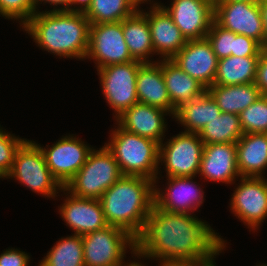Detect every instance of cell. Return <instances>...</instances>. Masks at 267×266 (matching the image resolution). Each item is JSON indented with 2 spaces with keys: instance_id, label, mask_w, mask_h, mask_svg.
<instances>
[{
  "instance_id": "6da1fadb",
  "label": "cell",
  "mask_w": 267,
  "mask_h": 266,
  "mask_svg": "<svg viewBox=\"0 0 267 266\" xmlns=\"http://www.w3.org/2000/svg\"><path fill=\"white\" fill-rule=\"evenodd\" d=\"M207 223L196 215L171 213L153 205L135 239V256L160 260V264H214L215 256L227 245Z\"/></svg>"
},
{
  "instance_id": "7a4b0ae2",
  "label": "cell",
  "mask_w": 267,
  "mask_h": 266,
  "mask_svg": "<svg viewBox=\"0 0 267 266\" xmlns=\"http://www.w3.org/2000/svg\"><path fill=\"white\" fill-rule=\"evenodd\" d=\"M44 51L60 58L84 60L88 51L90 22L84 13L38 11L23 26Z\"/></svg>"
},
{
  "instance_id": "3957f363",
  "label": "cell",
  "mask_w": 267,
  "mask_h": 266,
  "mask_svg": "<svg viewBox=\"0 0 267 266\" xmlns=\"http://www.w3.org/2000/svg\"><path fill=\"white\" fill-rule=\"evenodd\" d=\"M99 200L108 225L121 228L136 239L154 205V181L122 175Z\"/></svg>"
},
{
  "instance_id": "277c9868",
  "label": "cell",
  "mask_w": 267,
  "mask_h": 266,
  "mask_svg": "<svg viewBox=\"0 0 267 266\" xmlns=\"http://www.w3.org/2000/svg\"><path fill=\"white\" fill-rule=\"evenodd\" d=\"M111 130L106 147L113 153L122 175L141 176L157 181L159 169V143L123 129L117 122ZM160 166V168H159Z\"/></svg>"
},
{
  "instance_id": "5b68a950",
  "label": "cell",
  "mask_w": 267,
  "mask_h": 266,
  "mask_svg": "<svg viewBox=\"0 0 267 266\" xmlns=\"http://www.w3.org/2000/svg\"><path fill=\"white\" fill-rule=\"evenodd\" d=\"M121 176L113 153L104 145L90 151L85 164L64 188L79 198L99 199Z\"/></svg>"
},
{
  "instance_id": "8992f818",
  "label": "cell",
  "mask_w": 267,
  "mask_h": 266,
  "mask_svg": "<svg viewBox=\"0 0 267 266\" xmlns=\"http://www.w3.org/2000/svg\"><path fill=\"white\" fill-rule=\"evenodd\" d=\"M5 178H14L47 198H55L64 188L52 175L42 150L32 140H26L16 151L11 171Z\"/></svg>"
},
{
  "instance_id": "52a82bcc",
  "label": "cell",
  "mask_w": 267,
  "mask_h": 266,
  "mask_svg": "<svg viewBox=\"0 0 267 266\" xmlns=\"http://www.w3.org/2000/svg\"><path fill=\"white\" fill-rule=\"evenodd\" d=\"M82 240L85 266H129L132 262L124 261L127 248L135 257V238L115 226L84 234Z\"/></svg>"
},
{
  "instance_id": "ba28073f",
  "label": "cell",
  "mask_w": 267,
  "mask_h": 266,
  "mask_svg": "<svg viewBox=\"0 0 267 266\" xmlns=\"http://www.w3.org/2000/svg\"><path fill=\"white\" fill-rule=\"evenodd\" d=\"M159 145V164L166 177H196L199 173L204 142L198 133L179 132Z\"/></svg>"
},
{
  "instance_id": "9c48e42d",
  "label": "cell",
  "mask_w": 267,
  "mask_h": 266,
  "mask_svg": "<svg viewBox=\"0 0 267 266\" xmlns=\"http://www.w3.org/2000/svg\"><path fill=\"white\" fill-rule=\"evenodd\" d=\"M140 61L113 64L97 69L101 89L115 120L138 101L136 80Z\"/></svg>"
},
{
  "instance_id": "30bf717a",
  "label": "cell",
  "mask_w": 267,
  "mask_h": 266,
  "mask_svg": "<svg viewBox=\"0 0 267 266\" xmlns=\"http://www.w3.org/2000/svg\"><path fill=\"white\" fill-rule=\"evenodd\" d=\"M95 61L97 69L135 61L126 45L122 21L90 24L89 45L85 59Z\"/></svg>"
},
{
  "instance_id": "8fae6325",
  "label": "cell",
  "mask_w": 267,
  "mask_h": 266,
  "mask_svg": "<svg viewBox=\"0 0 267 266\" xmlns=\"http://www.w3.org/2000/svg\"><path fill=\"white\" fill-rule=\"evenodd\" d=\"M36 144L42 150L52 175L63 187L85 164L88 154L94 148L73 135L63 136L50 148L49 145L43 148Z\"/></svg>"
},
{
  "instance_id": "7c38bea8",
  "label": "cell",
  "mask_w": 267,
  "mask_h": 266,
  "mask_svg": "<svg viewBox=\"0 0 267 266\" xmlns=\"http://www.w3.org/2000/svg\"><path fill=\"white\" fill-rule=\"evenodd\" d=\"M230 200V210L252 231L267 218V185L263 177H240Z\"/></svg>"
},
{
  "instance_id": "4fadbf2b",
  "label": "cell",
  "mask_w": 267,
  "mask_h": 266,
  "mask_svg": "<svg viewBox=\"0 0 267 266\" xmlns=\"http://www.w3.org/2000/svg\"><path fill=\"white\" fill-rule=\"evenodd\" d=\"M214 22L235 34L256 40L264 48V31L258 3L214 1Z\"/></svg>"
},
{
  "instance_id": "5bb4252c",
  "label": "cell",
  "mask_w": 267,
  "mask_h": 266,
  "mask_svg": "<svg viewBox=\"0 0 267 266\" xmlns=\"http://www.w3.org/2000/svg\"><path fill=\"white\" fill-rule=\"evenodd\" d=\"M159 4L187 40L206 38L214 22V0H172L171 6Z\"/></svg>"
},
{
  "instance_id": "9a60e30c",
  "label": "cell",
  "mask_w": 267,
  "mask_h": 266,
  "mask_svg": "<svg viewBox=\"0 0 267 266\" xmlns=\"http://www.w3.org/2000/svg\"><path fill=\"white\" fill-rule=\"evenodd\" d=\"M165 192L154 184V205L171 213H193L204 202V191L195 177H166ZM199 187V188H198Z\"/></svg>"
},
{
  "instance_id": "2e32d148",
  "label": "cell",
  "mask_w": 267,
  "mask_h": 266,
  "mask_svg": "<svg viewBox=\"0 0 267 266\" xmlns=\"http://www.w3.org/2000/svg\"><path fill=\"white\" fill-rule=\"evenodd\" d=\"M171 60L206 88L214 84L218 59L207 38L187 40Z\"/></svg>"
},
{
  "instance_id": "e0dca14e",
  "label": "cell",
  "mask_w": 267,
  "mask_h": 266,
  "mask_svg": "<svg viewBox=\"0 0 267 266\" xmlns=\"http://www.w3.org/2000/svg\"><path fill=\"white\" fill-rule=\"evenodd\" d=\"M62 191L67 196L58 209L59 214L74 234L82 236L109 226L99 199L79 198L65 188Z\"/></svg>"
},
{
  "instance_id": "ac0fdd59",
  "label": "cell",
  "mask_w": 267,
  "mask_h": 266,
  "mask_svg": "<svg viewBox=\"0 0 267 266\" xmlns=\"http://www.w3.org/2000/svg\"><path fill=\"white\" fill-rule=\"evenodd\" d=\"M152 5L149 12L143 13L148 19L154 54L162 59H172L185 46L187 39L158 2Z\"/></svg>"
},
{
  "instance_id": "d6986e66",
  "label": "cell",
  "mask_w": 267,
  "mask_h": 266,
  "mask_svg": "<svg viewBox=\"0 0 267 266\" xmlns=\"http://www.w3.org/2000/svg\"><path fill=\"white\" fill-rule=\"evenodd\" d=\"M199 174L205 180L234 184L241 177L237 166L236 143L204 144Z\"/></svg>"
},
{
  "instance_id": "ffe728a7",
  "label": "cell",
  "mask_w": 267,
  "mask_h": 266,
  "mask_svg": "<svg viewBox=\"0 0 267 266\" xmlns=\"http://www.w3.org/2000/svg\"><path fill=\"white\" fill-rule=\"evenodd\" d=\"M165 110L137 102L120 115L116 121L125 130L150 138L161 144L166 135ZM164 137V138H163Z\"/></svg>"
},
{
  "instance_id": "44dd1931",
  "label": "cell",
  "mask_w": 267,
  "mask_h": 266,
  "mask_svg": "<svg viewBox=\"0 0 267 266\" xmlns=\"http://www.w3.org/2000/svg\"><path fill=\"white\" fill-rule=\"evenodd\" d=\"M136 92L139 102L165 110L169 116L174 117V105L171 103L162 74V59L139 66Z\"/></svg>"
},
{
  "instance_id": "7402d4cb",
  "label": "cell",
  "mask_w": 267,
  "mask_h": 266,
  "mask_svg": "<svg viewBox=\"0 0 267 266\" xmlns=\"http://www.w3.org/2000/svg\"><path fill=\"white\" fill-rule=\"evenodd\" d=\"M241 177H264L267 169V133H249L236 142Z\"/></svg>"
},
{
  "instance_id": "603a6c76",
  "label": "cell",
  "mask_w": 267,
  "mask_h": 266,
  "mask_svg": "<svg viewBox=\"0 0 267 266\" xmlns=\"http://www.w3.org/2000/svg\"><path fill=\"white\" fill-rule=\"evenodd\" d=\"M162 74L171 103L174 105V115L181 105L197 99L207 91L203 84L184 72L171 59H162Z\"/></svg>"
},
{
  "instance_id": "cb8c5ba5",
  "label": "cell",
  "mask_w": 267,
  "mask_h": 266,
  "mask_svg": "<svg viewBox=\"0 0 267 266\" xmlns=\"http://www.w3.org/2000/svg\"><path fill=\"white\" fill-rule=\"evenodd\" d=\"M123 35L132 58L142 63H153L149 60L154 55L151 32L147 16L143 9L122 20Z\"/></svg>"
},
{
  "instance_id": "d4e9b609",
  "label": "cell",
  "mask_w": 267,
  "mask_h": 266,
  "mask_svg": "<svg viewBox=\"0 0 267 266\" xmlns=\"http://www.w3.org/2000/svg\"><path fill=\"white\" fill-rule=\"evenodd\" d=\"M207 92L215 100L220 110L224 113L238 115L262 94L255 83L238 85H212Z\"/></svg>"
},
{
  "instance_id": "484cf974",
  "label": "cell",
  "mask_w": 267,
  "mask_h": 266,
  "mask_svg": "<svg viewBox=\"0 0 267 266\" xmlns=\"http://www.w3.org/2000/svg\"><path fill=\"white\" fill-rule=\"evenodd\" d=\"M212 96L206 91L195 100L186 102L176 109L173 118L184 126V132L199 133L201 129L221 114Z\"/></svg>"
},
{
  "instance_id": "4316f807",
  "label": "cell",
  "mask_w": 267,
  "mask_h": 266,
  "mask_svg": "<svg viewBox=\"0 0 267 266\" xmlns=\"http://www.w3.org/2000/svg\"><path fill=\"white\" fill-rule=\"evenodd\" d=\"M260 56H228L218 60L214 85H238L255 83Z\"/></svg>"
},
{
  "instance_id": "83f0119b",
  "label": "cell",
  "mask_w": 267,
  "mask_h": 266,
  "mask_svg": "<svg viewBox=\"0 0 267 266\" xmlns=\"http://www.w3.org/2000/svg\"><path fill=\"white\" fill-rule=\"evenodd\" d=\"M151 0H92L85 13L90 24L121 22L133 15L140 4Z\"/></svg>"
},
{
  "instance_id": "f1b7e54d",
  "label": "cell",
  "mask_w": 267,
  "mask_h": 266,
  "mask_svg": "<svg viewBox=\"0 0 267 266\" xmlns=\"http://www.w3.org/2000/svg\"><path fill=\"white\" fill-rule=\"evenodd\" d=\"M204 144L236 143L244 134L239 115L221 112L198 133Z\"/></svg>"
},
{
  "instance_id": "f546056e",
  "label": "cell",
  "mask_w": 267,
  "mask_h": 266,
  "mask_svg": "<svg viewBox=\"0 0 267 266\" xmlns=\"http://www.w3.org/2000/svg\"><path fill=\"white\" fill-rule=\"evenodd\" d=\"M39 263L38 266H85L82 236L62 237Z\"/></svg>"
},
{
  "instance_id": "4dcf8cb0",
  "label": "cell",
  "mask_w": 267,
  "mask_h": 266,
  "mask_svg": "<svg viewBox=\"0 0 267 266\" xmlns=\"http://www.w3.org/2000/svg\"><path fill=\"white\" fill-rule=\"evenodd\" d=\"M238 115L244 134L267 133V96L261 95Z\"/></svg>"
},
{
  "instance_id": "1f68e13d",
  "label": "cell",
  "mask_w": 267,
  "mask_h": 266,
  "mask_svg": "<svg viewBox=\"0 0 267 266\" xmlns=\"http://www.w3.org/2000/svg\"><path fill=\"white\" fill-rule=\"evenodd\" d=\"M26 141L0 127V178L6 177L11 171L16 151Z\"/></svg>"
},
{
  "instance_id": "d6a6232c",
  "label": "cell",
  "mask_w": 267,
  "mask_h": 266,
  "mask_svg": "<svg viewBox=\"0 0 267 266\" xmlns=\"http://www.w3.org/2000/svg\"><path fill=\"white\" fill-rule=\"evenodd\" d=\"M36 9L33 0H0V15L5 19H14L23 26L34 14Z\"/></svg>"
},
{
  "instance_id": "836d02e7",
  "label": "cell",
  "mask_w": 267,
  "mask_h": 266,
  "mask_svg": "<svg viewBox=\"0 0 267 266\" xmlns=\"http://www.w3.org/2000/svg\"><path fill=\"white\" fill-rule=\"evenodd\" d=\"M206 38L210 42L218 60L231 56L234 45V32L226 30L213 22Z\"/></svg>"
},
{
  "instance_id": "e575fe53",
  "label": "cell",
  "mask_w": 267,
  "mask_h": 266,
  "mask_svg": "<svg viewBox=\"0 0 267 266\" xmlns=\"http://www.w3.org/2000/svg\"><path fill=\"white\" fill-rule=\"evenodd\" d=\"M263 49L264 48L256 40L245 35L234 33V45L231 51L232 56H260Z\"/></svg>"
},
{
  "instance_id": "d590c367",
  "label": "cell",
  "mask_w": 267,
  "mask_h": 266,
  "mask_svg": "<svg viewBox=\"0 0 267 266\" xmlns=\"http://www.w3.org/2000/svg\"><path fill=\"white\" fill-rule=\"evenodd\" d=\"M30 258L28 253L8 248L0 254V266H29Z\"/></svg>"
},
{
  "instance_id": "8d00e7d4",
  "label": "cell",
  "mask_w": 267,
  "mask_h": 266,
  "mask_svg": "<svg viewBox=\"0 0 267 266\" xmlns=\"http://www.w3.org/2000/svg\"><path fill=\"white\" fill-rule=\"evenodd\" d=\"M255 85L267 96V49H263L257 63Z\"/></svg>"
},
{
  "instance_id": "74e56055",
  "label": "cell",
  "mask_w": 267,
  "mask_h": 266,
  "mask_svg": "<svg viewBox=\"0 0 267 266\" xmlns=\"http://www.w3.org/2000/svg\"><path fill=\"white\" fill-rule=\"evenodd\" d=\"M33 1H34V7L36 9V12L39 11L37 6L39 4H42V2H44L43 4L49 3L51 5V7L53 6L54 8L52 9V11H67L70 7V0H33ZM58 5L61 7H59ZM55 6H57V7H55Z\"/></svg>"
},
{
  "instance_id": "f35d334b",
  "label": "cell",
  "mask_w": 267,
  "mask_h": 266,
  "mask_svg": "<svg viewBox=\"0 0 267 266\" xmlns=\"http://www.w3.org/2000/svg\"><path fill=\"white\" fill-rule=\"evenodd\" d=\"M92 4V0H70V7L67 11L75 13H86ZM77 5V6H73ZM79 5V6H78Z\"/></svg>"
},
{
  "instance_id": "ab89813d",
  "label": "cell",
  "mask_w": 267,
  "mask_h": 266,
  "mask_svg": "<svg viewBox=\"0 0 267 266\" xmlns=\"http://www.w3.org/2000/svg\"><path fill=\"white\" fill-rule=\"evenodd\" d=\"M258 6L261 13L264 31V49H267V0H260Z\"/></svg>"
},
{
  "instance_id": "60d3db41",
  "label": "cell",
  "mask_w": 267,
  "mask_h": 266,
  "mask_svg": "<svg viewBox=\"0 0 267 266\" xmlns=\"http://www.w3.org/2000/svg\"><path fill=\"white\" fill-rule=\"evenodd\" d=\"M160 266H211L212 264H159Z\"/></svg>"
},
{
  "instance_id": "b9f144b4",
  "label": "cell",
  "mask_w": 267,
  "mask_h": 266,
  "mask_svg": "<svg viewBox=\"0 0 267 266\" xmlns=\"http://www.w3.org/2000/svg\"><path fill=\"white\" fill-rule=\"evenodd\" d=\"M214 1H230V2L258 3L260 0H214Z\"/></svg>"
},
{
  "instance_id": "7bdbcfd3",
  "label": "cell",
  "mask_w": 267,
  "mask_h": 266,
  "mask_svg": "<svg viewBox=\"0 0 267 266\" xmlns=\"http://www.w3.org/2000/svg\"><path fill=\"white\" fill-rule=\"evenodd\" d=\"M129 266H146V265H144V264H142V263H140V262H136V261L134 260V262L132 261V263H131Z\"/></svg>"
},
{
  "instance_id": "ee69618b",
  "label": "cell",
  "mask_w": 267,
  "mask_h": 266,
  "mask_svg": "<svg viewBox=\"0 0 267 266\" xmlns=\"http://www.w3.org/2000/svg\"><path fill=\"white\" fill-rule=\"evenodd\" d=\"M256 266H267V264H259V265H256Z\"/></svg>"
},
{
  "instance_id": "f6af8a7d",
  "label": "cell",
  "mask_w": 267,
  "mask_h": 266,
  "mask_svg": "<svg viewBox=\"0 0 267 266\" xmlns=\"http://www.w3.org/2000/svg\"><path fill=\"white\" fill-rule=\"evenodd\" d=\"M263 178H264V180H265V182H266V185H267V178H266L265 176H264Z\"/></svg>"
}]
</instances>
